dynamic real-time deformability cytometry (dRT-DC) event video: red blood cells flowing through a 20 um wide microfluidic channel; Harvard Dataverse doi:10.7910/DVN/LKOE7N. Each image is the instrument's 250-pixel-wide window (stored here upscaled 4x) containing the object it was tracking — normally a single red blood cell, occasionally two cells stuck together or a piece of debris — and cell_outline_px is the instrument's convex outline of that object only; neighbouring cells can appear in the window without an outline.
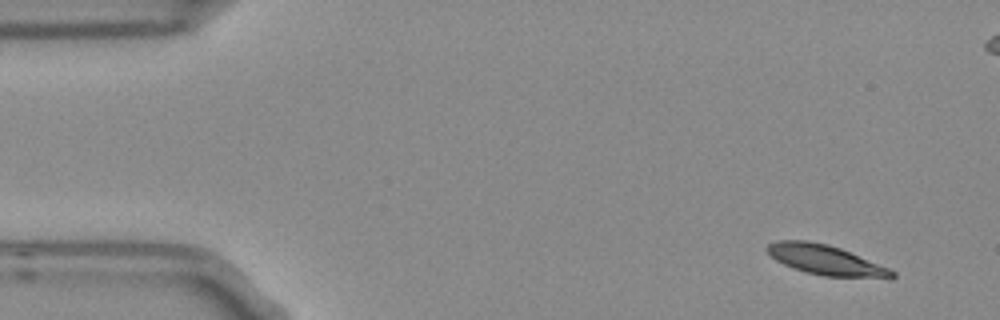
{"species": "Egyptian fruit bat (a non-hibernating species)", "species_latin": "Rousettus aegyptiacus", "temperature_condition": "room temperature", "stored_images_in_passage": 5, "camera_frame_rate_fps": 3000, "um_per_image_px": 0.085, "frame": {"image": 1, "passage_image": 1, "time_ms": 0.0, "image_size_px": [1000, 320], "cell_outline_px": [[896, 276], [892, 280], [824, 276], [804, 272], [784, 264], [776, 260], [764, 248], [768, 244], [776, 240], [808, 240], [828, 244], [840, 248], [888, 268], [896, 272]], "centroid_in_image_um": [70.24, 22.12], "position_along_channel_um": 14.8, "area_um2": 22.14}}